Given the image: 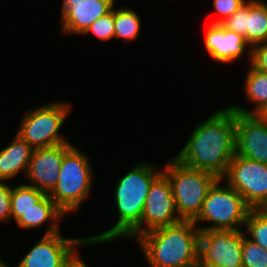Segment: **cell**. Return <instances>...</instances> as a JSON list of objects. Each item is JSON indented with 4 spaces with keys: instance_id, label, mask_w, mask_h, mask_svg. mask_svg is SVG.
Returning <instances> with one entry per match:
<instances>
[{
    "instance_id": "30bf717a",
    "label": "cell",
    "mask_w": 267,
    "mask_h": 267,
    "mask_svg": "<svg viewBox=\"0 0 267 267\" xmlns=\"http://www.w3.org/2000/svg\"><path fill=\"white\" fill-rule=\"evenodd\" d=\"M242 230L200 231L198 262L205 267H243Z\"/></svg>"
},
{
    "instance_id": "ffe728a7",
    "label": "cell",
    "mask_w": 267,
    "mask_h": 267,
    "mask_svg": "<svg viewBox=\"0 0 267 267\" xmlns=\"http://www.w3.org/2000/svg\"><path fill=\"white\" fill-rule=\"evenodd\" d=\"M132 7L114 5V38L123 40L125 43L136 40L140 35L141 19Z\"/></svg>"
},
{
    "instance_id": "d6986e66",
    "label": "cell",
    "mask_w": 267,
    "mask_h": 267,
    "mask_svg": "<svg viewBox=\"0 0 267 267\" xmlns=\"http://www.w3.org/2000/svg\"><path fill=\"white\" fill-rule=\"evenodd\" d=\"M243 88L247 101L254 104L252 110L246 109L240 104L228 105L235 112L243 114H261L267 107V73L255 69L249 64L244 80Z\"/></svg>"
},
{
    "instance_id": "d4e9b609",
    "label": "cell",
    "mask_w": 267,
    "mask_h": 267,
    "mask_svg": "<svg viewBox=\"0 0 267 267\" xmlns=\"http://www.w3.org/2000/svg\"><path fill=\"white\" fill-rule=\"evenodd\" d=\"M247 1L248 0H213V8L222 17H219L217 20L213 21L212 24H221Z\"/></svg>"
},
{
    "instance_id": "f546056e",
    "label": "cell",
    "mask_w": 267,
    "mask_h": 267,
    "mask_svg": "<svg viewBox=\"0 0 267 267\" xmlns=\"http://www.w3.org/2000/svg\"><path fill=\"white\" fill-rule=\"evenodd\" d=\"M9 263H6L4 261V259L1 258L0 256V267H10V265H8ZM13 267H16V266H13Z\"/></svg>"
},
{
    "instance_id": "83f0119b",
    "label": "cell",
    "mask_w": 267,
    "mask_h": 267,
    "mask_svg": "<svg viewBox=\"0 0 267 267\" xmlns=\"http://www.w3.org/2000/svg\"><path fill=\"white\" fill-rule=\"evenodd\" d=\"M62 267H89L82 259L79 250L77 249L70 258L63 264Z\"/></svg>"
},
{
    "instance_id": "8fae6325",
    "label": "cell",
    "mask_w": 267,
    "mask_h": 267,
    "mask_svg": "<svg viewBox=\"0 0 267 267\" xmlns=\"http://www.w3.org/2000/svg\"><path fill=\"white\" fill-rule=\"evenodd\" d=\"M39 239L16 267H62L78 247L102 244L89 241L87 237L63 238L61 231Z\"/></svg>"
},
{
    "instance_id": "9a60e30c",
    "label": "cell",
    "mask_w": 267,
    "mask_h": 267,
    "mask_svg": "<svg viewBox=\"0 0 267 267\" xmlns=\"http://www.w3.org/2000/svg\"><path fill=\"white\" fill-rule=\"evenodd\" d=\"M204 46L208 56L220 63H232L247 53L248 65L252 48L244 36L224 28L221 24H210L204 34Z\"/></svg>"
},
{
    "instance_id": "9c48e42d",
    "label": "cell",
    "mask_w": 267,
    "mask_h": 267,
    "mask_svg": "<svg viewBox=\"0 0 267 267\" xmlns=\"http://www.w3.org/2000/svg\"><path fill=\"white\" fill-rule=\"evenodd\" d=\"M222 179L251 209L262 208L267 202V164L235 154Z\"/></svg>"
},
{
    "instance_id": "277c9868",
    "label": "cell",
    "mask_w": 267,
    "mask_h": 267,
    "mask_svg": "<svg viewBox=\"0 0 267 267\" xmlns=\"http://www.w3.org/2000/svg\"><path fill=\"white\" fill-rule=\"evenodd\" d=\"M93 173L89 156L75 145L64 155L58 182L48 195L65 215L77 212L91 195Z\"/></svg>"
},
{
    "instance_id": "4316f807",
    "label": "cell",
    "mask_w": 267,
    "mask_h": 267,
    "mask_svg": "<svg viewBox=\"0 0 267 267\" xmlns=\"http://www.w3.org/2000/svg\"><path fill=\"white\" fill-rule=\"evenodd\" d=\"M250 64L255 69L267 73V41L252 47Z\"/></svg>"
},
{
    "instance_id": "8992f818",
    "label": "cell",
    "mask_w": 267,
    "mask_h": 267,
    "mask_svg": "<svg viewBox=\"0 0 267 267\" xmlns=\"http://www.w3.org/2000/svg\"><path fill=\"white\" fill-rule=\"evenodd\" d=\"M222 178H218L205 197L202 210L194 224L200 231L243 230L250 207L243 197ZM224 183V184H223ZM211 223L204 226L198 223Z\"/></svg>"
},
{
    "instance_id": "7402d4cb",
    "label": "cell",
    "mask_w": 267,
    "mask_h": 267,
    "mask_svg": "<svg viewBox=\"0 0 267 267\" xmlns=\"http://www.w3.org/2000/svg\"><path fill=\"white\" fill-rule=\"evenodd\" d=\"M245 227V236L267 250V213L261 208L250 209Z\"/></svg>"
},
{
    "instance_id": "603a6c76",
    "label": "cell",
    "mask_w": 267,
    "mask_h": 267,
    "mask_svg": "<svg viewBox=\"0 0 267 267\" xmlns=\"http://www.w3.org/2000/svg\"><path fill=\"white\" fill-rule=\"evenodd\" d=\"M243 267H267V250L248 239L243 232L242 243Z\"/></svg>"
},
{
    "instance_id": "7c38bea8",
    "label": "cell",
    "mask_w": 267,
    "mask_h": 267,
    "mask_svg": "<svg viewBox=\"0 0 267 267\" xmlns=\"http://www.w3.org/2000/svg\"><path fill=\"white\" fill-rule=\"evenodd\" d=\"M73 146V143H64L34 149L25 176L28 185L49 194L58 182L64 155Z\"/></svg>"
},
{
    "instance_id": "cb8c5ba5",
    "label": "cell",
    "mask_w": 267,
    "mask_h": 267,
    "mask_svg": "<svg viewBox=\"0 0 267 267\" xmlns=\"http://www.w3.org/2000/svg\"><path fill=\"white\" fill-rule=\"evenodd\" d=\"M88 34H92L102 42L114 38V6L106 15L95 20L82 36Z\"/></svg>"
},
{
    "instance_id": "44dd1931",
    "label": "cell",
    "mask_w": 267,
    "mask_h": 267,
    "mask_svg": "<svg viewBox=\"0 0 267 267\" xmlns=\"http://www.w3.org/2000/svg\"><path fill=\"white\" fill-rule=\"evenodd\" d=\"M47 194L28 184H18L12 187L11 219L15 222L27 211L33 208Z\"/></svg>"
},
{
    "instance_id": "5bb4252c",
    "label": "cell",
    "mask_w": 267,
    "mask_h": 267,
    "mask_svg": "<svg viewBox=\"0 0 267 267\" xmlns=\"http://www.w3.org/2000/svg\"><path fill=\"white\" fill-rule=\"evenodd\" d=\"M221 25L245 37L250 47L267 41V1L248 0Z\"/></svg>"
},
{
    "instance_id": "1f68e13d",
    "label": "cell",
    "mask_w": 267,
    "mask_h": 267,
    "mask_svg": "<svg viewBox=\"0 0 267 267\" xmlns=\"http://www.w3.org/2000/svg\"><path fill=\"white\" fill-rule=\"evenodd\" d=\"M189 267H205V266L198 262V263L194 264L193 266H189Z\"/></svg>"
},
{
    "instance_id": "e0dca14e",
    "label": "cell",
    "mask_w": 267,
    "mask_h": 267,
    "mask_svg": "<svg viewBox=\"0 0 267 267\" xmlns=\"http://www.w3.org/2000/svg\"><path fill=\"white\" fill-rule=\"evenodd\" d=\"M33 150L16 133L12 141L0 150V180L9 181L20 173L25 177Z\"/></svg>"
},
{
    "instance_id": "7a4b0ae2",
    "label": "cell",
    "mask_w": 267,
    "mask_h": 267,
    "mask_svg": "<svg viewBox=\"0 0 267 267\" xmlns=\"http://www.w3.org/2000/svg\"><path fill=\"white\" fill-rule=\"evenodd\" d=\"M163 172L151 162H140L123 175L113 188L117 208L115 224L103 233L88 236L95 243L123 240L140 222L142 212L153 181Z\"/></svg>"
},
{
    "instance_id": "6da1fadb",
    "label": "cell",
    "mask_w": 267,
    "mask_h": 267,
    "mask_svg": "<svg viewBox=\"0 0 267 267\" xmlns=\"http://www.w3.org/2000/svg\"><path fill=\"white\" fill-rule=\"evenodd\" d=\"M235 144L236 112L226 106L197 124L174 158L190 168L222 178L235 155Z\"/></svg>"
},
{
    "instance_id": "ac0fdd59",
    "label": "cell",
    "mask_w": 267,
    "mask_h": 267,
    "mask_svg": "<svg viewBox=\"0 0 267 267\" xmlns=\"http://www.w3.org/2000/svg\"><path fill=\"white\" fill-rule=\"evenodd\" d=\"M65 216L47 194L32 209L25 212L16 224L18 228L26 230L38 228L49 222L43 235H50L61 231L60 221Z\"/></svg>"
},
{
    "instance_id": "3957f363",
    "label": "cell",
    "mask_w": 267,
    "mask_h": 267,
    "mask_svg": "<svg viewBox=\"0 0 267 267\" xmlns=\"http://www.w3.org/2000/svg\"><path fill=\"white\" fill-rule=\"evenodd\" d=\"M199 234L193 221L182 220L149 230L135 242L149 267H189L198 263Z\"/></svg>"
},
{
    "instance_id": "4fadbf2b",
    "label": "cell",
    "mask_w": 267,
    "mask_h": 267,
    "mask_svg": "<svg viewBox=\"0 0 267 267\" xmlns=\"http://www.w3.org/2000/svg\"><path fill=\"white\" fill-rule=\"evenodd\" d=\"M235 154L267 164V121L261 115L236 112Z\"/></svg>"
},
{
    "instance_id": "4dcf8cb0",
    "label": "cell",
    "mask_w": 267,
    "mask_h": 267,
    "mask_svg": "<svg viewBox=\"0 0 267 267\" xmlns=\"http://www.w3.org/2000/svg\"><path fill=\"white\" fill-rule=\"evenodd\" d=\"M260 115L267 121V107L263 110V112Z\"/></svg>"
},
{
    "instance_id": "f1b7e54d",
    "label": "cell",
    "mask_w": 267,
    "mask_h": 267,
    "mask_svg": "<svg viewBox=\"0 0 267 267\" xmlns=\"http://www.w3.org/2000/svg\"><path fill=\"white\" fill-rule=\"evenodd\" d=\"M84 0H62V7H61V13L60 17L71 7L74 5V3H79Z\"/></svg>"
},
{
    "instance_id": "484cf974",
    "label": "cell",
    "mask_w": 267,
    "mask_h": 267,
    "mask_svg": "<svg viewBox=\"0 0 267 267\" xmlns=\"http://www.w3.org/2000/svg\"><path fill=\"white\" fill-rule=\"evenodd\" d=\"M11 193L12 186L9 181L0 180V222L9 223L11 219ZM11 220V221H10Z\"/></svg>"
},
{
    "instance_id": "5b68a950",
    "label": "cell",
    "mask_w": 267,
    "mask_h": 267,
    "mask_svg": "<svg viewBox=\"0 0 267 267\" xmlns=\"http://www.w3.org/2000/svg\"><path fill=\"white\" fill-rule=\"evenodd\" d=\"M171 185L180 221H195L203 207L210 187L218 177L210 172L190 168L170 158L162 172Z\"/></svg>"
},
{
    "instance_id": "ba28073f",
    "label": "cell",
    "mask_w": 267,
    "mask_h": 267,
    "mask_svg": "<svg viewBox=\"0 0 267 267\" xmlns=\"http://www.w3.org/2000/svg\"><path fill=\"white\" fill-rule=\"evenodd\" d=\"M177 203L169 179L161 173L151 184L145 200L141 222L124 238L136 240L149 230L179 222Z\"/></svg>"
},
{
    "instance_id": "2e32d148",
    "label": "cell",
    "mask_w": 267,
    "mask_h": 267,
    "mask_svg": "<svg viewBox=\"0 0 267 267\" xmlns=\"http://www.w3.org/2000/svg\"><path fill=\"white\" fill-rule=\"evenodd\" d=\"M116 0H84L74 3L60 18L61 32L69 35H83L98 18L110 12Z\"/></svg>"
},
{
    "instance_id": "52a82bcc",
    "label": "cell",
    "mask_w": 267,
    "mask_h": 267,
    "mask_svg": "<svg viewBox=\"0 0 267 267\" xmlns=\"http://www.w3.org/2000/svg\"><path fill=\"white\" fill-rule=\"evenodd\" d=\"M72 106L65 101H52L24 113L17 134L33 149L71 143L60 133Z\"/></svg>"
},
{
    "instance_id": "d6a6232c",
    "label": "cell",
    "mask_w": 267,
    "mask_h": 267,
    "mask_svg": "<svg viewBox=\"0 0 267 267\" xmlns=\"http://www.w3.org/2000/svg\"><path fill=\"white\" fill-rule=\"evenodd\" d=\"M261 209L267 213V202L264 204V206Z\"/></svg>"
}]
</instances>
